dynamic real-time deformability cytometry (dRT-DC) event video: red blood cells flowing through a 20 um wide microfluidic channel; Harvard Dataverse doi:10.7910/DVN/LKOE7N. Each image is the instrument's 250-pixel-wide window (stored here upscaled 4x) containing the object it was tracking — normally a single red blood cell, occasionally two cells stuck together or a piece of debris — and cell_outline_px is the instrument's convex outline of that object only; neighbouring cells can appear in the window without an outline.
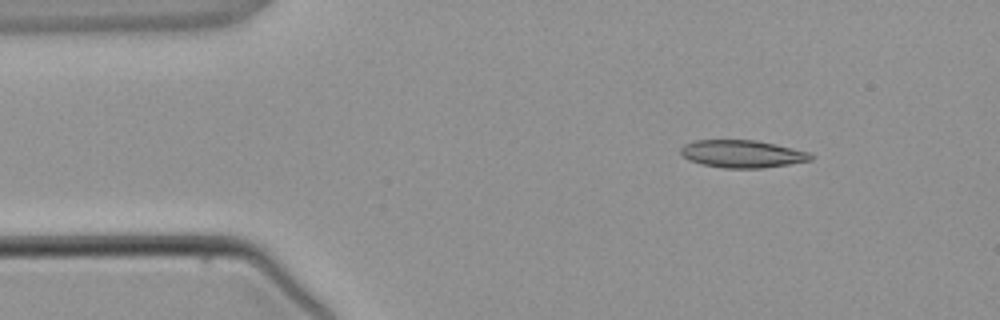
{"species": "common noctule bat (a hibernating species)", "species_latin": "Nyctalus noctula", "temperature_condition": "warm", "stored_images_in_passage": 2, "camera_frame_rate_fps": 3000, "um_per_image_px": 0.085, "animal": {"sex": "male", "body_mass_g": 21.5, "forearm_length_mm": 52.0}, "frame": {"image": 1, "passage_image": 1, "time_ms": 0.0, "image_size_px": [1000, 320], "cell_outline_px": [[816, 156], [812, 160], [764, 168], [724, 168], [704, 164], [688, 160], [680, 152], [680, 148], [684, 144], [696, 140], [756, 140], [776, 144], [812, 152]], "centroid_in_image_um": [63.15, 13.07], "position_along_channel_um": 21.9, "area_um2": 21.04}}